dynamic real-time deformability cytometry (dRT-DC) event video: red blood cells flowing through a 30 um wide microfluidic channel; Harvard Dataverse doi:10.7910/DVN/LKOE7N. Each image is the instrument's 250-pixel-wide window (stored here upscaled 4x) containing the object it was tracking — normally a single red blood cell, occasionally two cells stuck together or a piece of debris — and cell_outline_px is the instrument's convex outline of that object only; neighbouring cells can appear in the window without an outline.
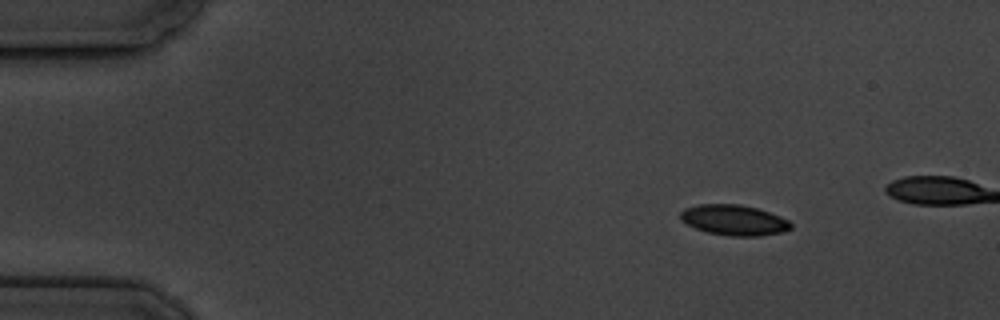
{"species": "common noctule bat (a hibernating species)", "species_latin": "Nyctalus noctula", "temperature_condition": "cold", "stored_images_in_passage": 4, "camera_frame_rate_fps": 3000, "um_per_image_px": 0.085, "animal": {"sex": "male", "body_mass_g": 19.5, "forearm_length_mm": 54.6}, "frame": {"image": 1, "passage_image": 1, "time_ms": 0.0, "image_size_px": [1000, 320], "cell_outline_px": [[792, 228], [784, 232], [760, 236], [732, 236], [708, 232], [696, 228], [680, 220], [680, 212], [684, 208], [696, 204], [740, 204], [756, 208], [780, 216], [788, 220], [792, 224]], "centroid_in_image_um": [62.39, 18.7], "position_along_channel_um": 22.6, "area_um2": 19.65}}